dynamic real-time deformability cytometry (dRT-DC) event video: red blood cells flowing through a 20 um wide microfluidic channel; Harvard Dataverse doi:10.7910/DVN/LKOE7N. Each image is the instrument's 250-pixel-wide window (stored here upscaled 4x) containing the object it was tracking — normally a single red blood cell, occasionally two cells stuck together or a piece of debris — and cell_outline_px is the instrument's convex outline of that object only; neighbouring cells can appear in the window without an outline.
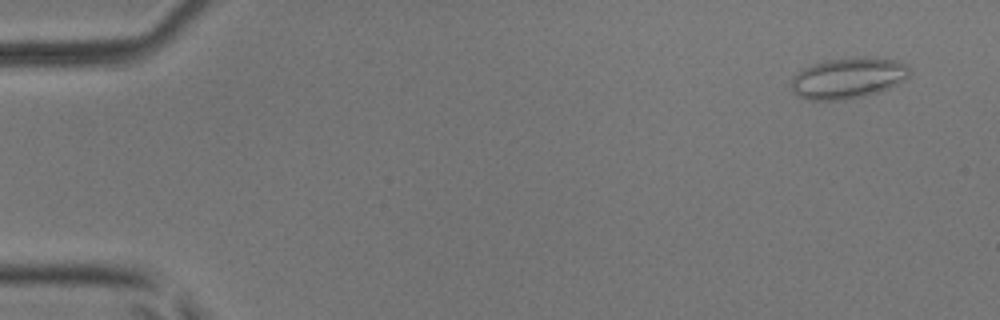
{"species": "common noctule bat (a hibernating species)", "species_latin": "Nyctalus noctula", "temperature_condition": "room temperature", "stored_images_in_passage": 52, "camera_frame_rate_fps": 3000, "um_per_image_px": 0.085, "animal": {"sex": "male", "body_mass_g": 17.9, "forearm_length_mm": 54.2}, "frame": {"image": 1, "passage_image": 4, "time_ms": 1.0, "image_size_px": [1000, 320], "cell_outline_px": [[908, 76], [896, 84], [888, 88], [876, 92], [860, 96], [836, 100], [808, 100], [792, 92], [792, 80], [804, 68], [812, 64], [824, 60], [864, 56], [896, 60], [908, 64]], "centroid_in_image_um": [72.08, 6.61], "position_along_channel_um": 12.9, "area_um2": 27.74}}
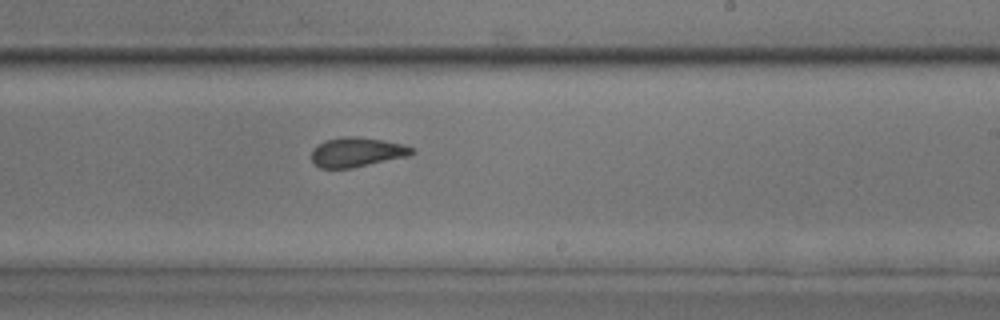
{"frame": {"image": 2, "passage_image": 32, "time_ms": 10.333, "image_size_px": [1000, 320], "cell_outline_px": [[416, 152], [408, 156], [352, 168], [320, 168], [312, 160], [312, 148], [316, 144], [324, 140], [340, 136], [360, 136], [384, 140], [404, 144], [416, 148]], "centroid_in_image_um": [30.35, 12.91], "position_along_channel_um": 258.7, "area_um2": 17.63}}
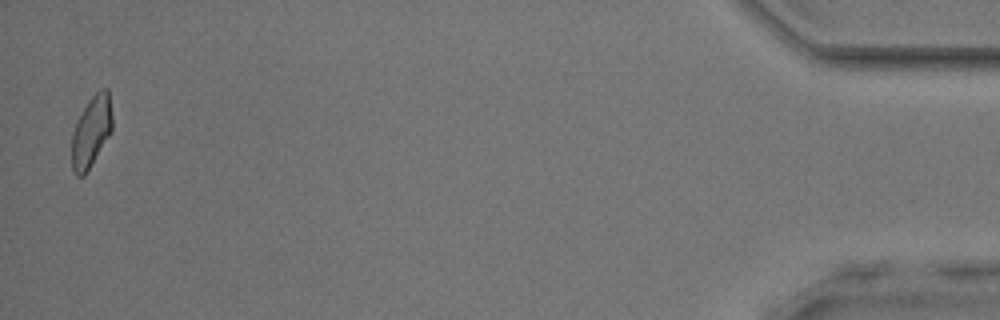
{"frame": {"image": 3, "passage_image": 51, "time_ms": 16.667, "image_size_px": [1000, 320], "cell_outline_px": [[112, 132], [84, 176], [76, 176], [72, 172], [72, 132], [76, 120], [88, 100], [100, 88], [108, 88], [112, 116]], "centroid_in_image_um": [7.75, 11.17], "position_along_channel_um": 427.4, "area_um2": 16.99}, "authors_computed_cell_mechanics": {"area_um2": 17.6868, "velocity_mm_per_s": 4.0724, "shape_relaxation_time_tau1_ms": 10.7207, "shape_relaxation_time_tau2_ms": 1.1038, "deformation_change_tau1": 0.2175, "deformation_change_tau2": 0.078}}